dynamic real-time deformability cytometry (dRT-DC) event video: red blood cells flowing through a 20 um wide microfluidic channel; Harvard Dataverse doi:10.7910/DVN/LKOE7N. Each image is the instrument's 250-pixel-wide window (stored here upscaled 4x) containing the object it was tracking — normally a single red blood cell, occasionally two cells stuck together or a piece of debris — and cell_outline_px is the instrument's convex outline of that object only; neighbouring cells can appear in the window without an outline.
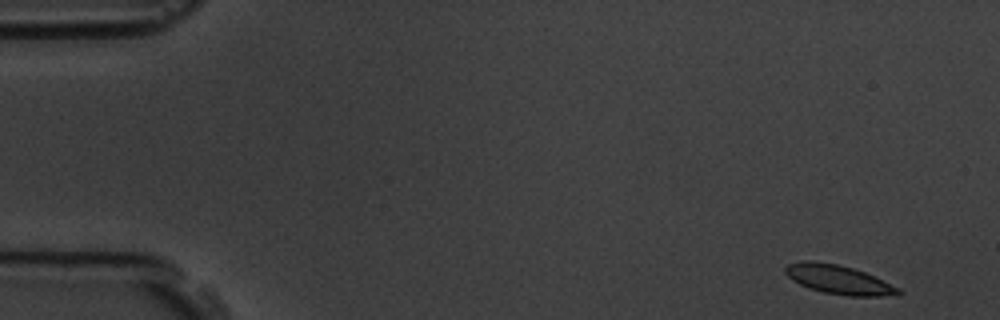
{"species": "common noctule bat (a hibernating species)", "species_latin": "Nyctalus noctula", "temperature_condition": "room temperature", "stored_images_in_passage": 14, "camera_frame_rate_fps": 3000, "um_per_image_px": 0.085, "animal": {"sex": "male", "body_mass_g": 19.5, "forearm_length_mm": 54.6}, "frame": {"image": 1, "passage_image": 1, "time_ms": 0.0, "image_size_px": [1000, 320], "cell_outline_px": [[904, 292], [900, 296], [848, 296], [824, 292], [808, 288], [792, 280], [784, 272], [784, 268], [788, 264], [804, 260], [808, 260], [836, 264], [852, 268], [864, 272], [900, 288]], "centroid_in_image_um": [71.31, 23.78], "position_along_channel_um": 13.7, "area_um2": 19.13}}